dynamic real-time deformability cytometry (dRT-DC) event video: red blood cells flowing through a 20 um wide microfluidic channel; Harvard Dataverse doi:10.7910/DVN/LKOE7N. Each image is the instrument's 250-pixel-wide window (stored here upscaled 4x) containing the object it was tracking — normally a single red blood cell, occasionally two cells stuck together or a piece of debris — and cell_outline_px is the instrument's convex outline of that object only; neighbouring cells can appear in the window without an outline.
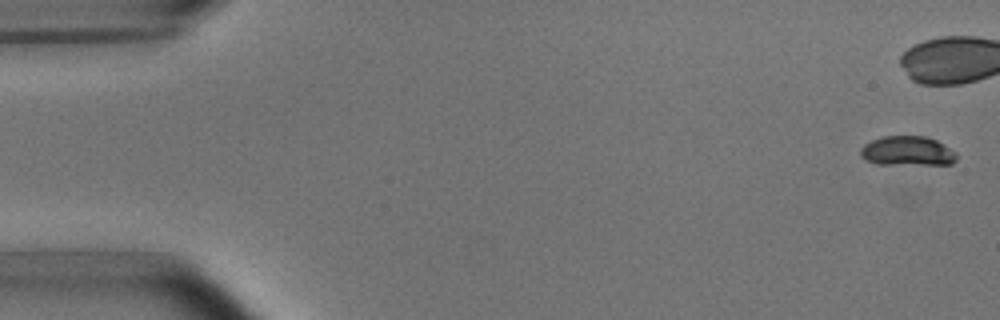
{"species": "common noctule bat (a hibernating species)", "species_latin": "Nyctalus noctula", "temperature_condition": "room temperature", "stored_images_in_passage": 6, "camera_frame_rate_fps": 3000, "um_per_image_px": 0.085, "animal": {"sex": "male", "body_mass_g": 15.6}, "frame": {"image": 1, "passage_image": 1, "time_ms": 0.0, "image_size_px": [1000, 320], "cell_outline_px": [[956, 160], [952, 164], [876, 164], [864, 160], [860, 156], [860, 148], [864, 144], [872, 140], [884, 136], [924, 136], [936, 140], [956, 152]], "centroid_in_image_um": [77.09, 12.84], "position_along_channel_um": 7.9, "area_um2": 16.59}}